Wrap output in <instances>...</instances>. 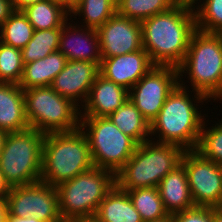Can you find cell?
<instances>
[{
	"label": "cell",
	"instance_id": "cell-41",
	"mask_svg": "<svg viewBox=\"0 0 222 222\" xmlns=\"http://www.w3.org/2000/svg\"><path fill=\"white\" fill-rule=\"evenodd\" d=\"M146 222H172V214H169L159 220H152V221H146Z\"/></svg>",
	"mask_w": 222,
	"mask_h": 222
},
{
	"label": "cell",
	"instance_id": "cell-2",
	"mask_svg": "<svg viewBox=\"0 0 222 222\" xmlns=\"http://www.w3.org/2000/svg\"><path fill=\"white\" fill-rule=\"evenodd\" d=\"M181 79L183 77L179 78V83L151 122L150 136L151 139L152 136L157 137L155 142L175 144L184 151H189L196 149L204 121L208 117V114L201 113L197 103L202 106L211 100L197 91H189V86Z\"/></svg>",
	"mask_w": 222,
	"mask_h": 222
},
{
	"label": "cell",
	"instance_id": "cell-7",
	"mask_svg": "<svg viewBox=\"0 0 222 222\" xmlns=\"http://www.w3.org/2000/svg\"><path fill=\"white\" fill-rule=\"evenodd\" d=\"M44 136L33 128L6 134L0 169L11 187L41 180Z\"/></svg>",
	"mask_w": 222,
	"mask_h": 222
},
{
	"label": "cell",
	"instance_id": "cell-28",
	"mask_svg": "<svg viewBox=\"0 0 222 222\" xmlns=\"http://www.w3.org/2000/svg\"><path fill=\"white\" fill-rule=\"evenodd\" d=\"M180 0H118L117 14L138 22L168 11Z\"/></svg>",
	"mask_w": 222,
	"mask_h": 222
},
{
	"label": "cell",
	"instance_id": "cell-27",
	"mask_svg": "<svg viewBox=\"0 0 222 222\" xmlns=\"http://www.w3.org/2000/svg\"><path fill=\"white\" fill-rule=\"evenodd\" d=\"M33 32L34 28L24 13L15 10L0 26V41L22 50L31 40Z\"/></svg>",
	"mask_w": 222,
	"mask_h": 222
},
{
	"label": "cell",
	"instance_id": "cell-37",
	"mask_svg": "<svg viewBox=\"0 0 222 222\" xmlns=\"http://www.w3.org/2000/svg\"><path fill=\"white\" fill-rule=\"evenodd\" d=\"M8 205L6 199H0V222H6Z\"/></svg>",
	"mask_w": 222,
	"mask_h": 222
},
{
	"label": "cell",
	"instance_id": "cell-43",
	"mask_svg": "<svg viewBox=\"0 0 222 222\" xmlns=\"http://www.w3.org/2000/svg\"><path fill=\"white\" fill-rule=\"evenodd\" d=\"M76 1H78V0H71V10L74 7Z\"/></svg>",
	"mask_w": 222,
	"mask_h": 222
},
{
	"label": "cell",
	"instance_id": "cell-21",
	"mask_svg": "<svg viewBox=\"0 0 222 222\" xmlns=\"http://www.w3.org/2000/svg\"><path fill=\"white\" fill-rule=\"evenodd\" d=\"M96 215L102 222H143L127 191L117 185L100 202Z\"/></svg>",
	"mask_w": 222,
	"mask_h": 222
},
{
	"label": "cell",
	"instance_id": "cell-29",
	"mask_svg": "<svg viewBox=\"0 0 222 222\" xmlns=\"http://www.w3.org/2000/svg\"><path fill=\"white\" fill-rule=\"evenodd\" d=\"M192 4L196 29L205 33L222 34V0H194Z\"/></svg>",
	"mask_w": 222,
	"mask_h": 222
},
{
	"label": "cell",
	"instance_id": "cell-8",
	"mask_svg": "<svg viewBox=\"0 0 222 222\" xmlns=\"http://www.w3.org/2000/svg\"><path fill=\"white\" fill-rule=\"evenodd\" d=\"M30 128L43 134L67 132L80 127V108L51 86L23 90Z\"/></svg>",
	"mask_w": 222,
	"mask_h": 222
},
{
	"label": "cell",
	"instance_id": "cell-35",
	"mask_svg": "<svg viewBox=\"0 0 222 222\" xmlns=\"http://www.w3.org/2000/svg\"><path fill=\"white\" fill-rule=\"evenodd\" d=\"M11 1H12L14 10L21 11L25 7H27L31 4H35V3L42 1V0H11Z\"/></svg>",
	"mask_w": 222,
	"mask_h": 222
},
{
	"label": "cell",
	"instance_id": "cell-11",
	"mask_svg": "<svg viewBox=\"0 0 222 222\" xmlns=\"http://www.w3.org/2000/svg\"><path fill=\"white\" fill-rule=\"evenodd\" d=\"M190 193L195 206L220 207L222 204V166L206 159L195 150L184 151Z\"/></svg>",
	"mask_w": 222,
	"mask_h": 222
},
{
	"label": "cell",
	"instance_id": "cell-38",
	"mask_svg": "<svg viewBox=\"0 0 222 222\" xmlns=\"http://www.w3.org/2000/svg\"><path fill=\"white\" fill-rule=\"evenodd\" d=\"M71 222H102V221L96 214H93L74 219Z\"/></svg>",
	"mask_w": 222,
	"mask_h": 222
},
{
	"label": "cell",
	"instance_id": "cell-34",
	"mask_svg": "<svg viewBox=\"0 0 222 222\" xmlns=\"http://www.w3.org/2000/svg\"><path fill=\"white\" fill-rule=\"evenodd\" d=\"M11 186L5 181L0 169V199H7Z\"/></svg>",
	"mask_w": 222,
	"mask_h": 222
},
{
	"label": "cell",
	"instance_id": "cell-25",
	"mask_svg": "<svg viewBox=\"0 0 222 222\" xmlns=\"http://www.w3.org/2000/svg\"><path fill=\"white\" fill-rule=\"evenodd\" d=\"M127 191L134 208L139 212L143 222L159 220L169 215L157 187L137 188Z\"/></svg>",
	"mask_w": 222,
	"mask_h": 222
},
{
	"label": "cell",
	"instance_id": "cell-18",
	"mask_svg": "<svg viewBox=\"0 0 222 222\" xmlns=\"http://www.w3.org/2000/svg\"><path fill=\"white\" fill-rule=\"evenodd\" d=\"M28 128L23 89L18 84L0 83V131L12 133Z\"/></svg>",
	"mask_w": 222,
	"mask_h": 222
},
{
	"label": "cell",
	"instance_id": "cell-24",
	"mask_svg": "<svg viewBox=\"0 0 222 222\" xmlns=\"http://www.w3.org/2000/svg\"><path fill=\"white\" fill-rule=\"evenodd\" d=\"M115 0H78L74 7L69 12L72 21L78 17L83 20L81 26L98 30L105 22H107L113 15L117 13V5ZM84 15V16H83ZM82 23H84L82 25Z\"/></svg>",
	"mask_w": 222,
	"mask_h": 222
},
{
	"label": "cell",
	"instance_id": "cell-4",
	"mask_svg": "<svg viewBox=\"0 0 222 222\" xmlns=\"http://www.w3.org/2000/svg\"><path fill=\"white\" fill-rule=\"evenodd\" d=\"M179 78L187 76L190 87L210 100L222 101V34L196 30L190 39Z\"/></svg>",
	"mask_w": 222,
	"mask_h": 222
},
{
	"label": "cell",
	"instance_id": "cell-3",
	"mask_svg": "<svg viewBox=\"0 0 222 222\" xmlns=\"http://www.w3.org/2000/svg\"><path fill=\"white\" fill-rule=\"evenodd\" d=\"M93 167L88 140L80 127L45 134L41 181L56 187Z\"/></svg>",
	"mask_w": 222,
	"mask_h": 222
},
{
	"label": "cell",
	"instance_id": "cell-10",
	"mask_svg": "<svg viewBox=\"0 0 222 222\" xmlns=\"http://www.w3.org/2000/svg\"><path fill=\"white\" fill-rule=\"evenodd\" d=\"M6 201L9 215L35 217L44 222H64L59 211L56 187L41 180L11 187Z\"/></svg>",
	"mask_w": 222,
	"mask_h": 222
},
{
	"label": "cell",
	"instance_id": "cell-44",
	"mask_svg": "<svg viewBox=\"0 0 222 222\" xmlns=\"http://www.w3.org/2000/svg\"><path fill=\"white\" fill-rule=\"evenodd\" d=\"M181 1H190V2H193L194 0H181Z\"/></svg>",
	"mask_w": 222,
	"mask_h": 222
},
{
	"label": "cell",
	"instance_id": "cell-17",
	"mask_svg": "<svg viewBox=\"0 0 222 222\" xmlns=\"http://www.w3.org/2000/svg\"><path fill=\"white\" fill-rule=\"evenodd\" d=\"M128 97L129 90L99 74L81 107L80 117H108L122 106Z\"/></svg>",
	"mask_w": 222,
	"mask_h": 222
},
{
	"label": "cell",
	"instance_id": "cell-33",
	"mask_svg": "<svg viewBox=\"0 0 222 222\" xmlns=\"http://www.w3.org/2000/svg\"><path fill=\"white\" fill-rule=\"evenodd\" d=\"M14 11L11 0H0V26Z\"/></svg>",
	"mask_w": 222,
	"mask_h": 222
},
{
	"label": "cell",
	"instance_id": "cell-31",
	"mask_svg": "<svg viewBox=\"0 0 222 222\" xmlns=\"http://www.w3.org/2000/svg\"><path fill=\"white\" fill-rule=\"evenodd\" d=\"M23 68L22 51L0 41V83L19 84Z\"/></svg>",
	"mask_w": 222,
	"mask_h": 222
},
{
	"label": "cell",
	"instance_id": "cell-15",
	"mask_svg": "<svg viewBox=\"0 0 222 222\" xmlns=\"http://www.w3.org/2000/svg\"><path fill=\"white\" fill-rule=\"evenodd\" d=\"M155 65L142 48L136 52L103 58L100 74L115 84L130 90Z\"/></svg>",
	"mask_w": 222,
	"mask_h": 222
},
{
	"label": "cell",
	"instance_id": "cell-32",
	"mask_svg": "<svg viewBox=\"0 0 222 222\" xmlns=\"http://www.w3.org/2000/svg\"><path fill=\"white\" fill-rule=\"evenodd\" d=\"M172 222H212V207L195 206L172 214Z\"/></svg>",
	"mask_w": 222,
	"mask_h": 222
},
{
	"label": "cell",
	"instance_id": "cell-26",
	"mask_svg": "<svg viewBox=\"0 0 222 222\" xmlns=\"http://www.w3.org/2000/svg\"><path fill=\"white\" fill-rule=\"evenodd\" d=\"M61 31L62 28L34 30L31 40L21 50L23 64L43 59L58 51Z\"/></svg>",
	"mask_w": 222,
	"mask_h": 222
},
{
	"label": "cell",
	"instance_id": "cell-9",
	"mask_svg": "<svg viewBox=\"0 0 222 222\" xmlns=\"http://www.w3.org/2000/svg\"><path fill=\"white\" fill-rule=\"evenodd\" d=\"M94 167L116 174L131 158L137 143L125 135L108 117H80Z\"/></svg>",
	"mask_w": 222,
	"mask_h": 222
},
{
	"label": "cell",
	"instance_id": "cell-20",
	"mask_svg": "<svg viewBox=\"0 0 222 222\" xmlns=\"http://www.w3.org/2000/svg\"><path fill=\"white\" fill-rule=\"evenodd\" d=\"M65 56L58 50L43 59L24 64L19 86L23 89L50 86L54 78L67 63Z\"/></svg>",
	"mask_w": 222,
	"mask_h": 222
},
{
	"label": "cell",
	"instance_id": "cell-30",
	"mask_svg": "<svg viewBox=\"0 0 222 222\" xmlns=\"http://www.w3.org/2000/svg\"><path fill=\"white\" fill-rule=\"evenodd\" d=\"M206 121L205 119L195 151L222 166V119L209 128Z\"/></svg>",
	"mask_w": 222,
	"mask_h": 222
},
{
	"label": "cell",
	"instance_id": "cell-13",
	"mask_svg": "<svg viewBox=\"0 0 222 222\" xmlns=\"http://www.w3.org/2000/svg\"><path fill=\"white\" fill-rule=\"evenodd\" d=\"M101 58L136 52L142 47L141 22L117 13L98 30Z\"/></svg>",
	"mask_w": 222,
	"mask_h": 222
},
{
	"label": "cell",
	"instance_id": "cell-22",
	"mask_svg": "<svg viewBox=\"0 0 222 222\" xmlns=\"http://www.w3.org/2000/svg\"><path fill=\"white\" fill-rule=\"evenodd\" d=\"M108 118L137 144L151 140L150 123L129 98L115 112L111 113Z\"/></svg>",
	"mask_w": 222,
	"mask_h": 222
},
{
	"label": "cell",
	"instance_id": "cell-39",
	"mask_svg": "<svg viewBox=\"0 0 222 222\" xmlns=\"http://www.w3.org/2000/svg\"><path fill=\"white\" fill-rule=\"evenodd\" d=\"M212 222H222V210L219 207H212Z\"/></svg>",
	"mask_w": 222,
	"mask_h": 222
},
{
	"label": "cell",
	"instance_id": "cell-12",
	"mask_svg": "<svg viewBox=\"0 0 222 222\" xmlns=\"http://www.w3.org/2000/svg\"><path fill=\"white\" fill-rule=\"evenodd\" d=\"M178 83V68L154 66L129 90L128 98L151 124Z\"/></svg>",
	"mask_w": 222,
	"mask_h": 222
},
{
	"label": "cell",
	"instance_id": "cell-6",
	"mask_svg": "<svg viewBox=\"0 0 222 222\" xmlns=\"http://www.w3.org/2000/svg\"><path fill=\"white\" fill-rule=\"evenodd\" d=\"M116 185L110 170L93 167L56 186L59 211L64 222L97 213L100 202Z\"/></svg>",
	"mask_w": 222,
	"mask_h": 222
},
{
	"label": "cell",
	"instance_id": "cell-14",
	"mask_svg": "<svg viewBox=\"0 0 222 222\" xmlns=\"http://www.w3.org/2000/svg\"><path fill=\"white\" fill-rule=\"evenodd\" d=\"M99 74L100 66L96 63L68 60L50 86L59 95L70 99L81 108L85 104L91 86Z\"/></svg>",
	"mask_w": 222,
	"mask_h": 222
},
{
	"label": "cell",
	"instance_id": "cell-40",
	"mask_svg": "<svg viewBox=\"0 0 222 222\" xmlns=\"http://www.w3.org/2000/svg\"><path fill=\"white\" fill-rule=\"evenodd\" d=\"M51 1L61 4L69 12L71 11V0H51Z\"/></svg>",
	"mask_w": 222,
	"mask_h": 222
},
{
	"label": "cell",
	"instance_id": "cell-1",
	"mask_svg": "<svg viewBox=\"0 0 222 222\" xmlns=\"http://www.w3.org/2000/svg\"><path fill=\"white\" fill-rule=\"evenodd\" d=\"M142 47L155 66L178 68L196 29L192 2L179 1L168 11L143 20Z\"/></svg>",
	"mask_w": 222,
	"mask_h": 222
},
{
	"label": "cell",
	"instance_id": "cell-16",
	"mask_svg": "<svg viewBox=\"0 0 222 222\" xmlns=\"http://www.w3.org/2000/svg\"><path fill=\"white\" fill-rule=\"evenodd\" d=\"M59 51L70 61H89L101 65L98 32L78 24L65 22L59 41Z\"/></svg>",
	"mask_w": 222,
	"mask_h": 222
},
{
	"label": "cell",
	"instance_id": "cell-5",
	"mask_svg": "<svg viewBox=\"0 0 222 222\" xmlns=\"http://www.w3.org/2000/svg\"><path fill=\"white\" fill-rule=\"evenodd\" d=\"M145 141L115 174L116 185L122 190L157 187L161 180L181 163L184 150L175 145Z\"/></svg>",
	"mask_w": 222,
	"mask_h": 222
},
{
	"label": "cell",
	"instance_id": "cell-23",
	"mask_svg": "<svg viewBox=\"0 0 222 222\" xmlns=\"http://www.w3.org/2000/svg\"><path fill=\"white\" fill-rule=\"evenodd\" d=\"M32 24L34 30L62 28L71 20L69 11L61 4L51 0H42L21 10Z\"/></svg>",
	"mask_w": 222,
	"mask_h": 222
},
{
	"label": "cell",
	"instance_id": "cell-36",
	"mask_svg": "<svg viewBox=\"0 0 222 222\" xmlns=\"http://www.w3.org/2000/svg\"><path fill=\"white\" fill-rule=\"evenodd\" d=\"M6 222H44L35 217H15L7 214Z\"/></svg>",
	"mask_w": 222,
	"mask_h": 222
},
{
	"label": "cell",
	"instance_id": "cell-42",
	"mask_svg": "<svg viewBox=\"0 0 222 222\" xmlns=\"http://www.w3.org/2000/svg\"><path fill=\"white\" fill-rule=\"evenodd\" d=\"M6 134L7 133H5L3 131H0V154L3 150V145H4V142H5Z\"/></svg>",
	"mask_w": 222,
	"mask_h": 222
},
{
	"label": "cell",
	"instance_id": "cell-19",
	"mask_svg": "<svg viewBox=\"0 0 222 222\" xmlns=\"http://www.w3.org/2000/svg\"><path fill=\"white\" fill-rule=\"evenodd\" d=\"M160 198L168 214L195 207L182 163L169 172L157 186Z\"/></svg>",
	"mask_w": 222,
	"mask_h": 222
}]
</instances>
